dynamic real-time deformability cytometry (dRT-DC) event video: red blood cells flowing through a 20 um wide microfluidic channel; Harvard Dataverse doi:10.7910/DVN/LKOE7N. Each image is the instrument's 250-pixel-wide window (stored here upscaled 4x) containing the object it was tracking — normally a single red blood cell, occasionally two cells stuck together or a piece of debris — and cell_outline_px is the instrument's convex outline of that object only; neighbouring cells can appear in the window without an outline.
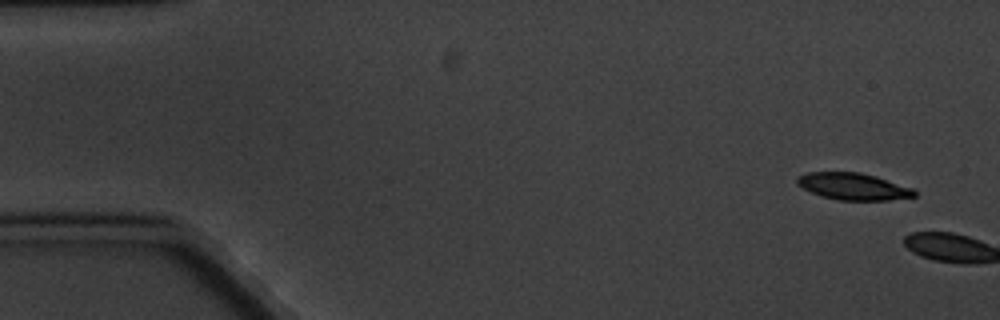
{"species": "common noctule bat (a hibernating species)", "species_latin": "Nyctalus noctula", "temperature_condition": "cold", "stored_images_in_passage": 2, "camera_frame_rate_fps": 3000, "um_per_image_px": 0.085, "animal": {"sex": "male", "body_mass_g": 20.1, "forearm_length_mm": 53.5}, "frame": {"image": 1, "passage_image": 1, "time_ms": 0.0, "image_size_px": [1000, 320], "cell_outline_px": [[916, 196], [888, 200], [840, 200], [824, 196], [812, 192], [796, 184], [796, 176], [808, 172], [860, 172], [876, 176], [912, 188], [916, 192]], "centroid_in_image_um": [72.51, 15.83], "position_along_channel_um": 12.5, "area_um2": 18.21}}